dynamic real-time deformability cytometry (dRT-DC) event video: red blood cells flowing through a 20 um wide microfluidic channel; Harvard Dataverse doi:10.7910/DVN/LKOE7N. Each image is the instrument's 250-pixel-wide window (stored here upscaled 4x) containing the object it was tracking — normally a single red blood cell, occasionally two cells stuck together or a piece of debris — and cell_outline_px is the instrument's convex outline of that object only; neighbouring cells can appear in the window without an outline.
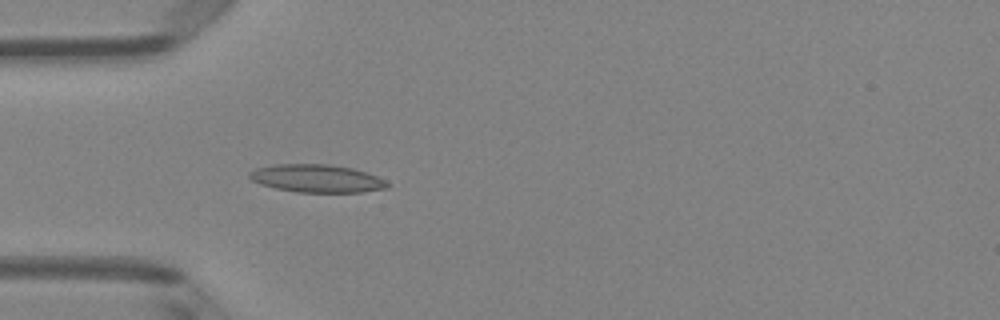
{"species": "Egyptian fruit bat (a non-hibernating species)", "species_latin": "Rousettus aegyptiacus", "temperature_condition": "room temperature", "stored_images_in_passage": 5, "camera_frame_rate_fps": 3000, "um_per_image_px": 0.085, "animal": {"sex": "female"}, "frame": {"image": 1, "passage_image": 5, "time_ms": 4.667, "image_size_px": [1000, 320], "cell_outline_px": [[392, 184], [388, 188], [360, 192], [296, 192], [276, 188], [260, 184], [252, 180], [248, 176], [248, 172], [256, 168], [272, 164], [328, 164], [352, 168], [376, 176]], "centroid_in_image_um": [26.91, 15.16], "position_along_channel_um": 58.1, "area_um2": 22.43}}